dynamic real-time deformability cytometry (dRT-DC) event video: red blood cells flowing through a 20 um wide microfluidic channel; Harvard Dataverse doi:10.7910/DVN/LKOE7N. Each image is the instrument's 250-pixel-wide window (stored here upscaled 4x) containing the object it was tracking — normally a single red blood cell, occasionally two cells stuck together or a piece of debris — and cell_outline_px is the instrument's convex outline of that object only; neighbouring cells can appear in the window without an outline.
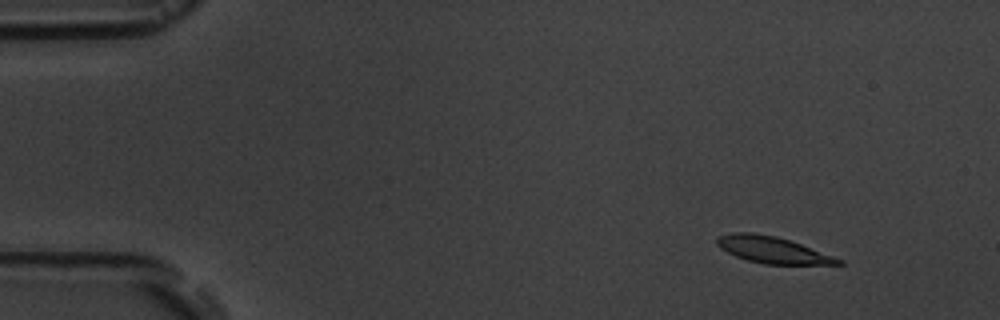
{"species": "common noctule bat (a hibernating species)", "species_latin": "Nyctalus noctula", "temperature_condition": "room temperature", "stored_images_in_passage": 5, "camera_frame_rate_fps": 3000, "um_per_image_px": 0.085, "animal": {"sex": "male", "body_mass_g": 19.5, "forearm_length_mm": 54.6}, "frame": {"image": 1, "passage_image": 1, "time_ms": 0.0, "image_size_px": [1000, 320], "cell_outline_px": [[844, 264], [764, 264], [748, 260], [736, 256], [720, 248], [716, 244], [716, 240], [720, 236], [732, 232], [752, 232], [776, 236], [800, 244], [844, 260]], "centroid_in_image_um": [65.64, 21.23], "position_along_channel_um": 19.4, "area_um2": 18.5}}
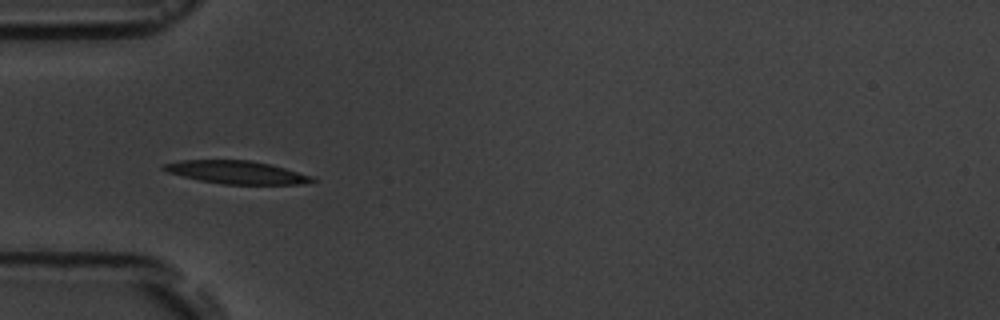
{"frame": {"image": 2, "passage_image": 4, "time_ms": 4.0, "image_size_px": [1000, 320], "cell_outline_px": [[320, 180], [300, 184], [224, 184], [200, 180], [168, 172], [160, 168], [164, 164], [180, 160], [252, 160], [316, 176]], "centroid_in_image_um": [20.17, 14.64], "position_along_channel_um": 64.8, "area_um2": 19.83}}
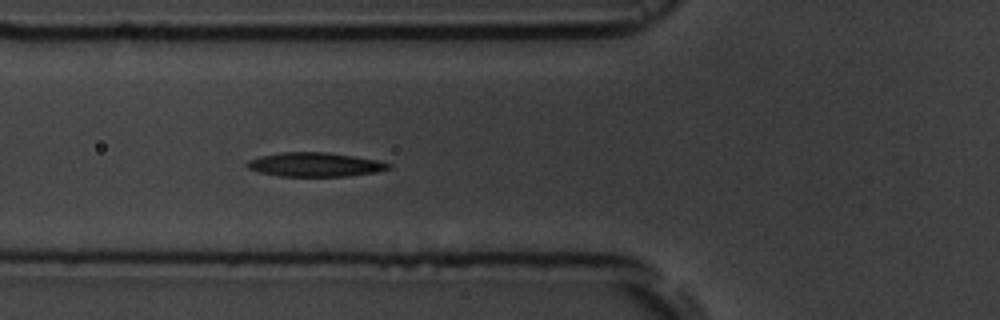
{"frame": {"image": 3, "passage_image": 5, "time_ms": 5.0, "image_size_px": [1000, 320], "cell_outline_px": [[392, 168], [376, 172], [348, 176], [276, 176], [260, 172], [248, 168], [244, 164], [248, 160], [260, 156], [280, 152], [328, 152], [380, 160], [392, 164]], "centroid_in_image_um": [26.79, 13.98], "position_along_channel_um": 99.0, "area_um2": 20.06}}